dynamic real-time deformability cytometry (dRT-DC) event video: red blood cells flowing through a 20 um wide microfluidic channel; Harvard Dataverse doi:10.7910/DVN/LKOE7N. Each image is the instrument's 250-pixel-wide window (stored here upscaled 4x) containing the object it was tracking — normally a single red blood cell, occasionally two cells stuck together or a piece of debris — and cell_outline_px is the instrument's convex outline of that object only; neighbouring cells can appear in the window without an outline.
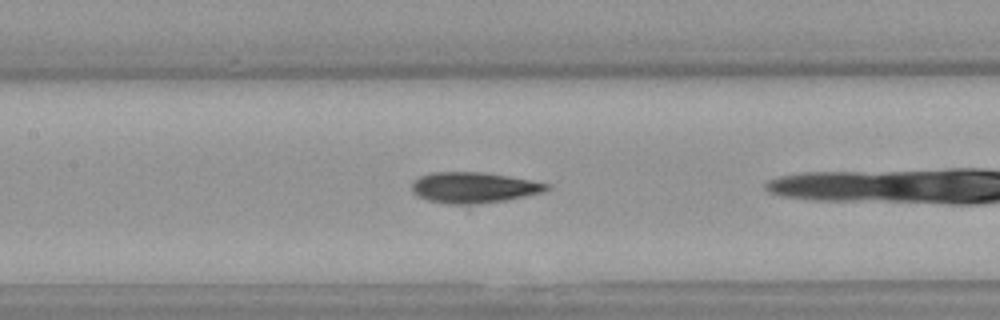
{"species": "Egyptian fruit bat (a non-hibernating species)", "species_latin": "Rousettus aegyptiacus", "temperature_condition": "warm", "stored_images_in_passage": 9, "camera_frame_rate_fps": 3000, "um_per_image_px": 0.085, "animal": {"sex": "female"}, "frame": {"image": 1, "passage_image": 7, "time_ms": 2.0, "image_size_px": [1000, 320], "cell_outline_px": [[552, 188], [544, 192], [504, 200], [476, 204], [452, 204], [428, 200], [416, 196], [412, 192], [412, 180], [420, 176], [432, 172], [484, 172], [532, 180], [552, 184]], "centroid_in_image_um": [40.28, 15.93], "position_along_channel_um": 167.1, "area_um2": 24.33}}